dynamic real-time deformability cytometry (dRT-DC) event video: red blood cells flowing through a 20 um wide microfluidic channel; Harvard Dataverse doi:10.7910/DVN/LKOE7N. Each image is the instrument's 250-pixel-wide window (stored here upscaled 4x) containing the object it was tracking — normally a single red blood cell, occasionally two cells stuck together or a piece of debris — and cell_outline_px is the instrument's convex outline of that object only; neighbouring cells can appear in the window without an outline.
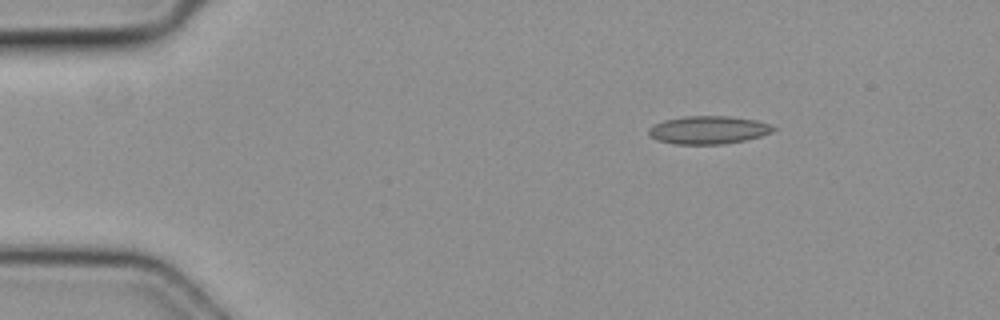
{"species": "common noctule bat (a hibernating species)", "species_latin": "Nyctalus noctula", "temperature_condition": "cold", "stored_images_in_passage": 6, "camera_frame_rate_fps": 3000, "um_per_image_px": 0.085, "animal": {"sex": "female", "body_mass_g": 19.3, "forearm_length_mm": 54.1}, "frame": {"image": 1, "passage_image": 6, "time_ms": 1.667, "image_size_px": [1000, 320], "cell_outline_px": [[780, 128], [772, 132], [760, 136], [744, 140], [720, 144], [676, 144], [660, 140], [652, 136], [648, 132], [648, 128], [664, 120], [684, 116], [728, 116], [756, 120]], "centroid_in_image_um": [60.25, 11.04], "position_along_channel_um": 24.7, "area_um2": 20.11}}